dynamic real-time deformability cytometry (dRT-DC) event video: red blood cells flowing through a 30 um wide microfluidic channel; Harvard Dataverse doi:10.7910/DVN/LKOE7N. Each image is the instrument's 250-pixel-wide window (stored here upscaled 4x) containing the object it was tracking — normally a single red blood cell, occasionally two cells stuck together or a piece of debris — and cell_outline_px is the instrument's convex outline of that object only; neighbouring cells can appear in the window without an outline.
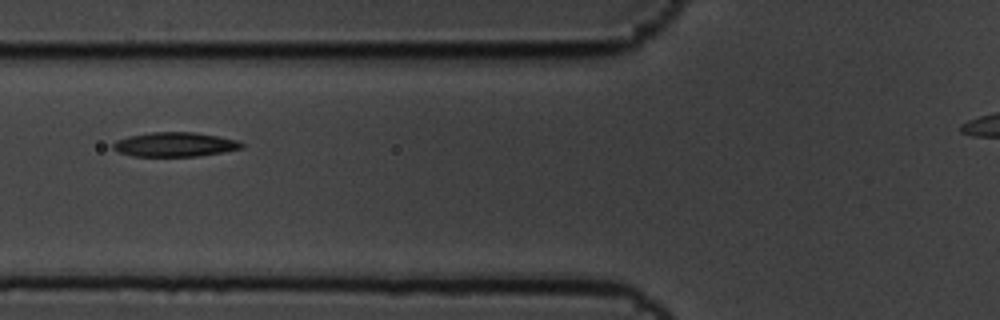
{"species": "common noctule bat (a hibernating species)", "species_latin": "Nyctalus noctula", "temperature_condition": "cold", "stored_images_in_passage": 4, "camera_frame_rate_fps": 3000, "um_per_image_px": 0.085, "animal": {"sex": "male", "body_mass_g": 19.5, "forearm_length_mm": 54.6}, "frame": {"image": 1, "passage_image": 3, "time_ms": 0.667, "image_size_px": [1000, 320], "cell_outline_px": [[244, 148], [224, 152], [196, 156], [132, 156], [120, 152], [112, 148], [112, 144], [116, 140], [128, 136], [152, 132], [196, 132], [236, 140], [244, 144]], "centroid_in_image_um": [14.86, 12.28], "position_along_channel_um": 110.9, "area_um2": 18.21}}
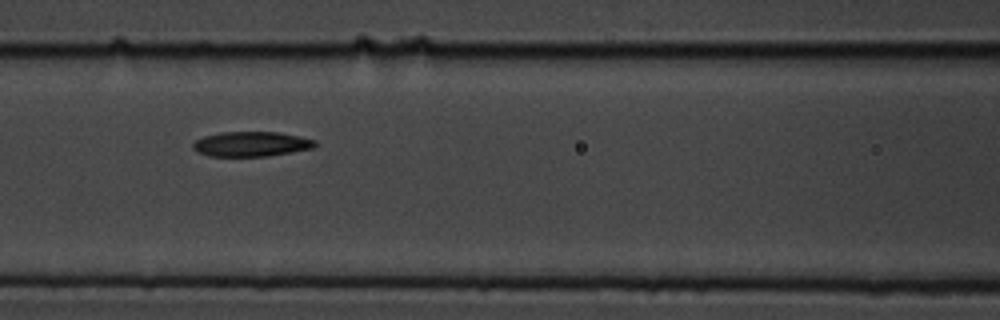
{"frame": {"image": 2, "passage_image": 4, "time_ms": 1.0, "image_size_px": [1000, 320], "cell_outline_px": [[316, 148], [268, 156], [208, 156], [196, 152], [192, 148], [192, 144], [196, 140], [204, 136], [220, 132], [280, 132], [300, 136], [316, 140]], "centroid_in_image_um": [21.37, 12.24], "position_along_channel_um": 145.2, "area_um2": 17.92}}